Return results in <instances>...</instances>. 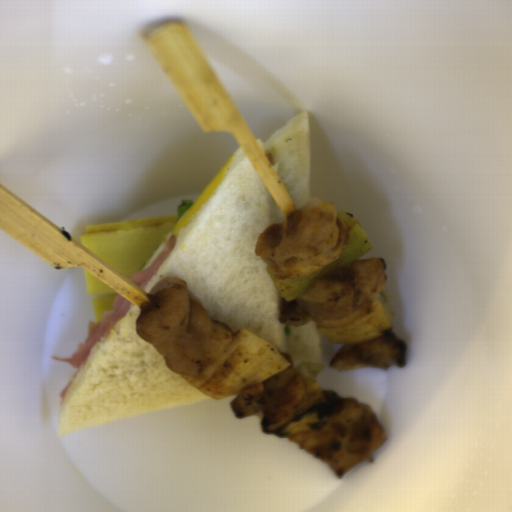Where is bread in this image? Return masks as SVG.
<instances>
[{
  "instance_id": "bread-1",
  "label": "bread",
  "mask_w": 512,
  "mask_h": 512,
  "mask_svg": "<svg viewBox=\"0 0 512 512\" xmlns=\"http://www.w3.org/2000/svg\"><path fill=\"white\" fill-rule=\"evenodd\" d=\"M285 218L246 155L217 193L176 240L145 293L166 277L183 279L210 320L237 333L248 329L292 355L316 377L324 369L317 323L280 322L292 299L277 291L256 252L259 234Z\"/></svg>"
},
{
  "instance_id": "bread-2",
  "label": "bread",
  "mask_w": 512,
  "mask_h": 512,
  "mask_svg": "<svg viewBox=\"0 0 512 512\" xmlns=\"http://www.w3.org/2000/svg\"><path fill=\"white\" fill-rule=\"evenodd\" d=\"M140 309L132 303L94 347L62 402L58 435L212 398L170 369L137 334Z\"/></svg>"
},
{
  "instance_id": "bread-3",
  "label": "bread",
  "mask_w": 512,
  "mask_h": 512,
  "mask_svg": "<svg viewBox=\"0 0 512 512\" xmlns=\"http://www.w3.org/2000/svg\"><path fill=\"white\" fill-rule=\"evenodd\" d=\"M256 140L295 209L312 199L308 113L301 111L268 141Z\"/></svg>"
},
{
  "instance_id": "bread-4",
  "label": "bread",
  "mask_w": 512,
  "mask_h": 512,
  "mask_svg": "<svg viewBox=\"0 0 512 512\" xmlns=\"http://www.w3.org/2000/svg\"><path fill=\"white\" fill-rule=\"evenodd\" d=\"M172 231L168 234V236L161 242V244L156 248L155 252L153 253V255L151 256L150 260L148 261V263L146 264L145 268L149 267L153 262L154 260L160 255L162 249L164 248L165 244L168 242V240L171 238L172 236ZM144 268V269H145Z\"/></svg>"
}]
</instances>
